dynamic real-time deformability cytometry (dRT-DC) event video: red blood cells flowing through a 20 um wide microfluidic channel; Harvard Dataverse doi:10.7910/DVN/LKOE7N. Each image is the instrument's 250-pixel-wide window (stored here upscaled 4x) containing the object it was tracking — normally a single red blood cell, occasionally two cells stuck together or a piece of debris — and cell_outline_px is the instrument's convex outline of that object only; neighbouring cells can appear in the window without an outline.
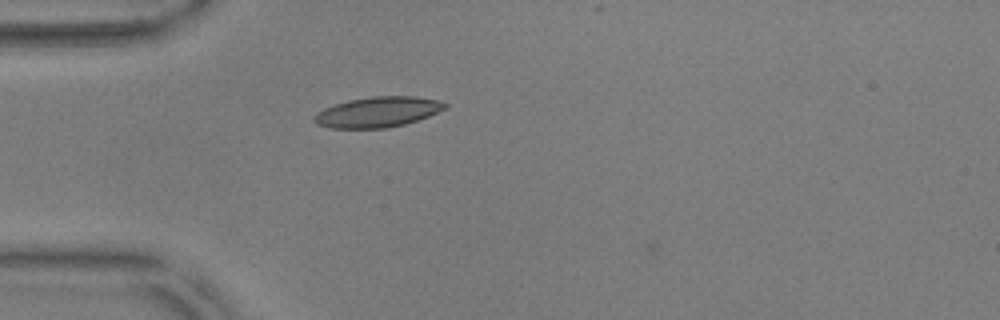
{"species": "common noctule bat (a hibernating species)", "species_latin": "Nyctalus noctula", "temperature_condition": "warm", "stored_images_in_passage": 3, "camera_frame_rate_fps": 3000, "um_per_image_px": 0.085, "animal": {"sex": "male", "body_mass_g": 17.9, "forearm_length_mm": 54.2}, "frame": {"image": 1, "passage_image": 2, "time_ms": 0.333, "image_size_px": [1000, 320], "cell_outline_px": [[448, 108], [428, 116], [404, 124], [384, 128], [328, 128], [316, 124], [312, 120], [312, 116], [316, 112], [324, 108], [348, 100], [372, 96], [416, 96], [436, 100], [448, 104]], "centroid_in_image_um": [32.07, 9.52], "position_along_channel_um": 52.9, "area_um2": 23.24}}